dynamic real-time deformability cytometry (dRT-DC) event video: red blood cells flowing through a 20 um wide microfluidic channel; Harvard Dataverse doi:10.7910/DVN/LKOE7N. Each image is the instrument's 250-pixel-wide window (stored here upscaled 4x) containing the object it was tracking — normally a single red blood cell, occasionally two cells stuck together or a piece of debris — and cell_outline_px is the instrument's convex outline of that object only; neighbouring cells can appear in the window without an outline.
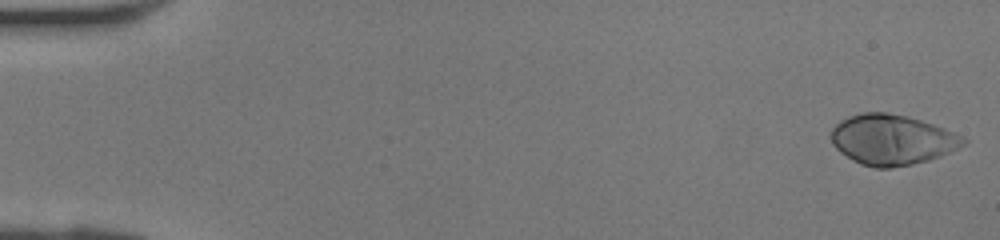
{"species": "human", "species_latin": "Homo sapiens", "temperature_condition": "room temperature", "stored_images_in_passage": 41, "camera_frame_rate_fps": 3000, "um_per_image_px": 0.085, "donor": {"sex": "female"}, "frame": {"image": 1, "passage_image": 1, "time_ms": 0.0, "image_size_px": [1000, 240], "cell_outline_px": [[968, 140], [964, 144], [940, 156], [928, 160], [912, 164], [892, 168], [876, 168], [860, 164], [852, 160], [840, 152], [832, 144], [832, 128], [840, 120], [848, 116], [860, 112], [888, 112], [908, 116], [944, 128], [964, 136]], "centroid_in_image_um": [75.8, 11.87], "position_along_channel_um": 9.2, "area_um2": 38.78}}
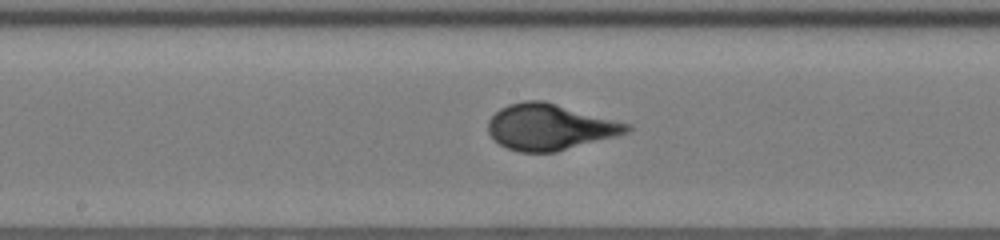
{"frame": {"image": 2, "passage_image": 22, "time_ms": 7.0, "image_size_px": [1000, 240], "cell_outline_px": [[632, 128], [628, 132], [616, 136], [556, 152], [520, 152], [508, 148], [500, 144], [488, 132], [488, 120], [500, 108], [508, 104], [524, 100], [544, 100], [632, 124]], "centroid_in_image_um": [46.75, 10.78], "position_along_channel_um": 201.4, "area_um2": 37.28}}
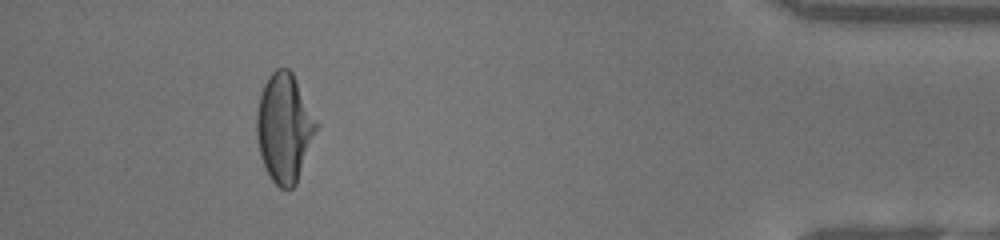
{"frame": {"image": 3, "passage_image": 38, "time_ms": 12.333, "image_size_px": [1000, 240], "cell_outline_px": [[320, 128], [296, 184], [288, 192], [280, 188], [272, 180], [260, 156], [256, 136], [256, 116], [260, 96], [264, 84], [272, 72], [276, 68], [288, 68], [292, 72], [320, 124]], "centroid_in_image_um": [24.21, 10.89], "position_along_channel_um": 411.0, "area_um2": 38.38}}